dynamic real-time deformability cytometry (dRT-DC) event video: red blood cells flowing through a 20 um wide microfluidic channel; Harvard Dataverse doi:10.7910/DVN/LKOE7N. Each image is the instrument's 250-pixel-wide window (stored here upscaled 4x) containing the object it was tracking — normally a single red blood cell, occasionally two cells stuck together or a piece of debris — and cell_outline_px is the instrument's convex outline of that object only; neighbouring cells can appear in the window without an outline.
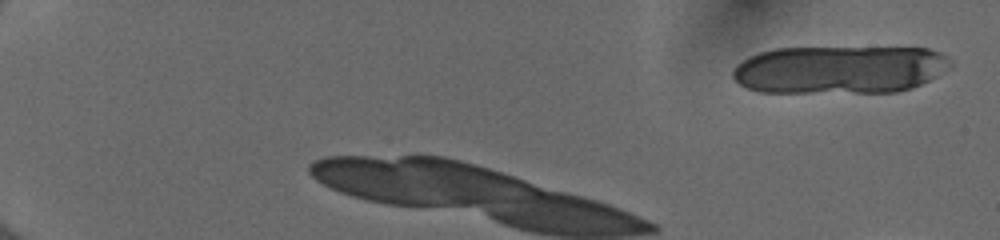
{"species": "human", "species_latin": "Homo sapiens", "temperature_condition": "cold", "stored_images_in_passage": 8, "camera_frame_rate_fps": 3000, "um_per_image_px": 0.085, "donor": {"sex": "female"}, "frame": {"image": 1, "passage_image": 2, "time_ms": 0.333, "image_size_px": [1000, 240], "cell_outline_px": [[952, 64], [936, 76], [912, 88], [896, 92], [760, 92], [748, 88], [740, 84], [732, 76], [732, 72], [736, 64], [748, 56], [760, 52], [776, 48], [928, 48], [940, 52], [952, 60]], "centroid_in_image_um": [71.35, 5.91], "position_along_channel_um": 13.6, "area_um2": 60.98}}